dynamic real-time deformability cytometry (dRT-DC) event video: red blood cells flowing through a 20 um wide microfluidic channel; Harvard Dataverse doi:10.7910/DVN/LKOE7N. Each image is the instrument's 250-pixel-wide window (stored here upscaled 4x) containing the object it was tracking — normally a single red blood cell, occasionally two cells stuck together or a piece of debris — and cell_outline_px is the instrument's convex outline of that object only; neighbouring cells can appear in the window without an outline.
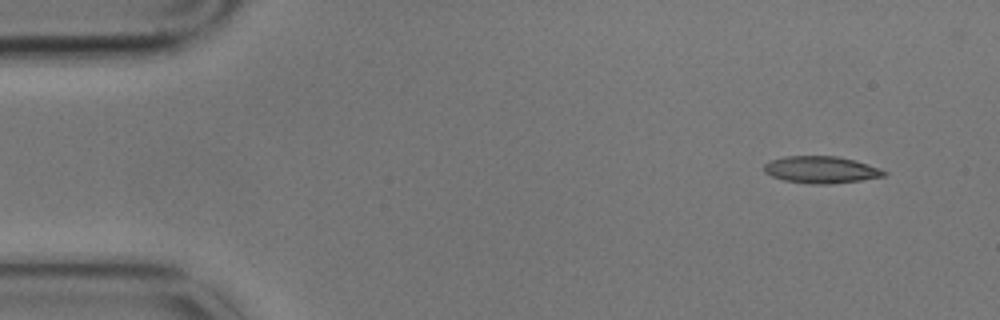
{"species": "common noctule bat (a hibernating species)", "species_latin": "Nyctalus noctula", "temperature_condition": "cold", "stored_images_in_passage": 13, "camera_frame_rate_fps": 3000, "um_per_image_px": 0.085, "animal": {"sex": "male", "body_mass_g": 17.9}, "frame": {"image": 1, "passage_image": 1, "time_ms": 0.0, "image_size_px": [1000, 320], "cell_outline_px": [[888, 172], [884, 176], [860, 180], [828, 184], [812, 184], [784, 180], [772, 176], [764, 172], [764, 164], [772, 160], [784, 156], [836, 156], [868, 164], [880, 168]], "centroid_in_image_um": [69.78, 14.42], "position_along_channel_um": 15.2, "area_um2": 18.67}}
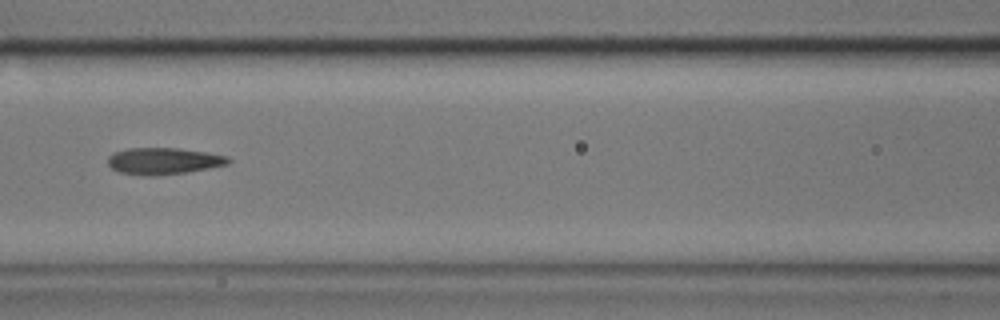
{"frame": {"image": 2, "passage_image": 6, "time_ms": 1.667, "image_size_px": [1000, 320], "cell_outline_px": [[232, 160], [228, 164], [188, 172], [156, 176], [144, 176], [120, 172], [112, 168], [108, 164], [108, 156], [112, 152], [128, 148], [180, 148], [228, 156]], "centroid_in_image_um": [13.88, 13.69], "position_along_channel_um": 152.7, "area_um2": 18.84}}
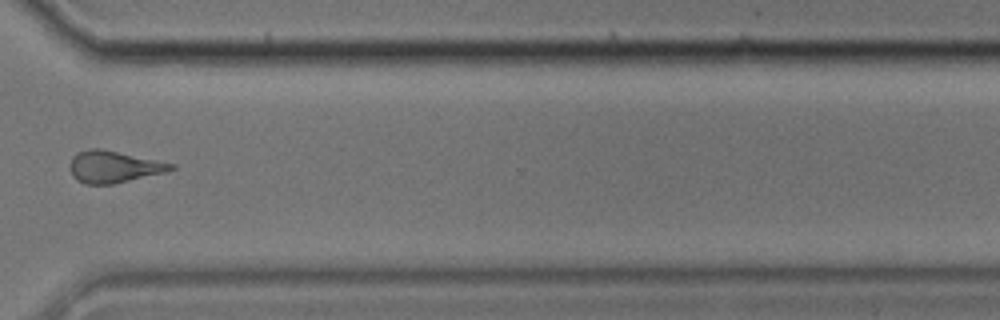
{"frame": {"image": 3, "passage_image": 11, "time_ms": 3.333, "image_size_px": [1000, 320], "cell_outline_px": [[176, 168], [168, 172], [112, 184], [84, 184], [76, 180], [72, 176], [72, 156], [76, 152], [88, 148], [100, 148], [176, 164]], "centroid_in_image_um": [9.69, 14.17], "position_along_channel_um": 360.9, "area_um2": 18.79}}